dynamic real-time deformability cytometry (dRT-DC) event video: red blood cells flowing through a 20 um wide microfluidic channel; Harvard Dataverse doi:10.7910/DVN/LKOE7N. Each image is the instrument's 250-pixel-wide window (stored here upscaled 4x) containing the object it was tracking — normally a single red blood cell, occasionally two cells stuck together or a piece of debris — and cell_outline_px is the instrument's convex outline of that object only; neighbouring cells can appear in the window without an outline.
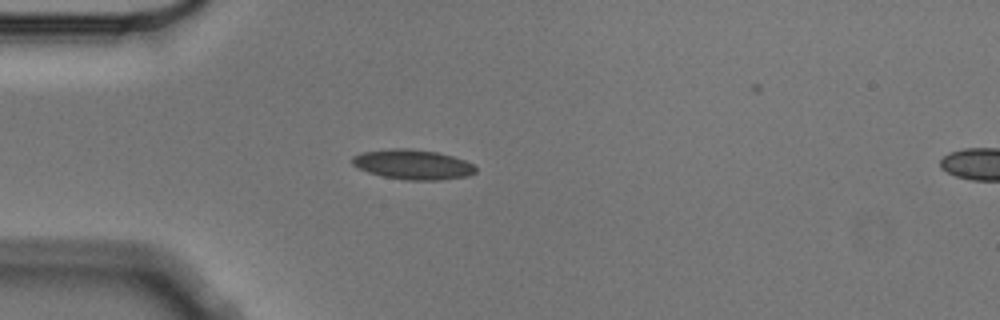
{"species": "Egyptian fruit bat (a non-hibernating species)", "species_latin": "Rousettus aegyptiacus", "temperature_condition": "cold", "stored_images_in_passage": 5, "segment_of_instrument_passage": [1, 2], "camera_frame_rate_fps": 3000, "um_per_image_px": 0.085, "animal": {"sex": "male"}, "frame": {"image": 1, "passage_image": 4, "time_ms": 1.0, "image_size_px": [1000, 320], "cell_outline_px": [[476, 172], [468, 176], [440, 180], [404, 180], [384, 176], [368, 172], [356, 168], [352, 164], [352, 156], [364, 152], [392, 148], [408, 148], [436, 152], [452, 156], [464, 160], [472, 164], [476, 168]], "centroid_in_image_um": [35.07, 13.98], "position_along_channel_um": 49.9, "area_um2": 21.44}}